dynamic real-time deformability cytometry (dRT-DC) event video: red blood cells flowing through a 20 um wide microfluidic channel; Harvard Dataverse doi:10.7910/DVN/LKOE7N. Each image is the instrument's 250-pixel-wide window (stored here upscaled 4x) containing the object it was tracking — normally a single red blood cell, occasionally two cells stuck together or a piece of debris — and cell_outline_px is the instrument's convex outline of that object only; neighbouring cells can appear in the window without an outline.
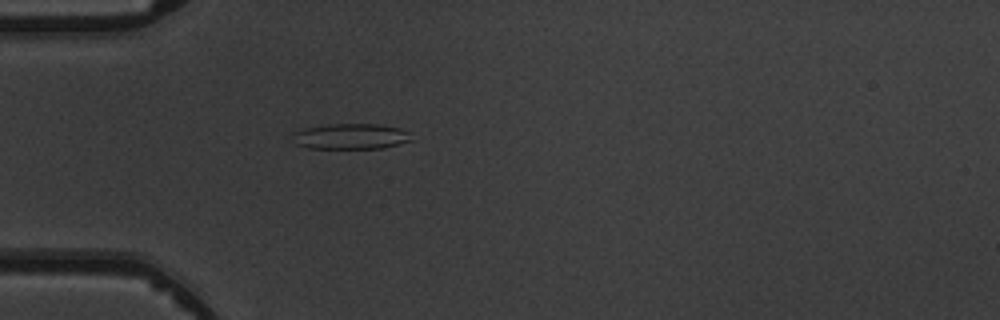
{"species": "common noctule bat (a hibernating species)", "species_latin": "Nyctalus noctula", "temperature_condition": "warm", "stored_images_in_passage": 4, "camera_frame_rate_fps": 3000, "um_per_image_px": 0.085, "animal": {"sex": "male", "body_mass_g": 19.5, "forearm_length_mm": 54.6}, "frame": {"image": 1, "passage_image": 4, "time_ms": 3.0, "image_size_px": [1000, 320], "cell_outline_px": [[412, 140], [380, 148], [308, 148], [296, 144], [288, 136], [292, 132], [304, 128], [328, 124], [380, 124], [400, 128], [408, 132]], "centroid_in_image_um": [29.72, 11.58], "position_along_channel_um": 55.3, "area_um2": 17.8}}